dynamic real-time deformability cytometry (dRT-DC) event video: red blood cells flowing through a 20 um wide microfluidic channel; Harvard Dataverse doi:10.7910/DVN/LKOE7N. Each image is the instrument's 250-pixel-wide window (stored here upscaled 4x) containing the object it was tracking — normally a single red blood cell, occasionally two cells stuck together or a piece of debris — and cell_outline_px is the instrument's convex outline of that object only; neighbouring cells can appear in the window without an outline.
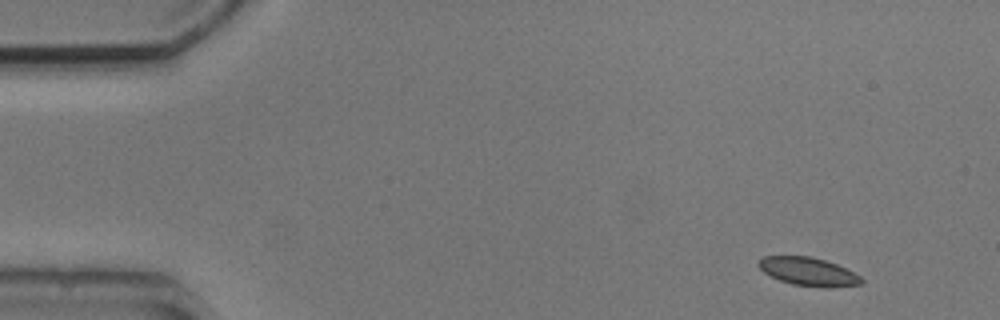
{"species": "common noctule bat (a hibernating species)", "species_latin": "Nyctalus noctula", "temperature_condition": "cold", "stored_images_in_passage": 5, "camera_frame_rate_fps": 3000, "um_per_image_px": 0.085, "animal": {"sex": "male", "body_mass_g": 20.5, "forearm_length_mm": 52.5}, "frame": {"image": 1, "passage_image": 1, "time_ms": 0.0, "image_size_px": [1000, 320], "cell_outline_px": [[864, 280], [860, 284], [828, 288], [792, 284], [780, 280], [764, 272], [756, 264], [764, 256], [812, 256], [836, 264], [860, 276]], "centroid_in_image_um": [68.7, 23.08], "position_along_channel_um": 16.3, "area_um2": 16.76}}
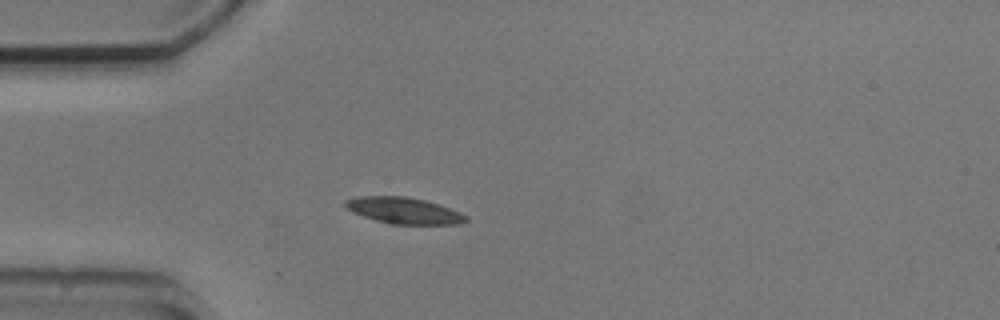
{"frame": {"image": 2, "passage_image": 4, "time_ms": 3.333, "image_size_px": [1000, 320], "cell_outline_px": [[468, 220], [460, 224], [388, 224], [352, 212], [344, 204], [344, 200], [360, 196], [404, 196], [424, 200], [460, 212], [468, 216]], "centroid_in_image_um": [34.32, 17.9], "position_along_channel_um": 50.7, "area_um2": 18.32}}